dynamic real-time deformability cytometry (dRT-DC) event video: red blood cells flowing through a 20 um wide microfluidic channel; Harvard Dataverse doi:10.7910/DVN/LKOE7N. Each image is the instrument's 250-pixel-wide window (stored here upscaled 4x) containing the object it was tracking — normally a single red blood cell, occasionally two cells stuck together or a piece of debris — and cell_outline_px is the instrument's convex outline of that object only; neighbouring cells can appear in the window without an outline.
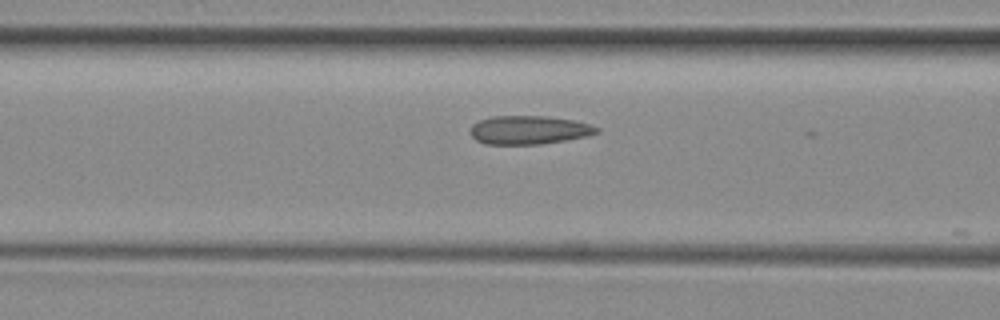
{"species": "common noctule bat (a hibernating species)", "species_latin": "Nyctalus noctula", "temperature_condition": "room temperature", "stored_images_in_passage": 8, "camera_frame_rate_fps": 3000, "um_per_image_px": 0.085, "animal": {"sex": "female", "body_mass_g": 29.2, "forearm_length_mm": 56.3}, "frame": {"image": 1, "passage_image": 7, "time_ms": 8.333, "image_size_px": [1000, 320], "cell_outline_px": [[600, 132], [588, 136], [540, 144], [484, 144], [476, 140], [472, 136], [472, 124], [480, 120], [492, 116], [548, 116], [576, 120], [600, 128]], "centroid_in_image_um": [44.99, 11.04], "position_along_channel_um": 121.6, "area_um2": 21.04}}
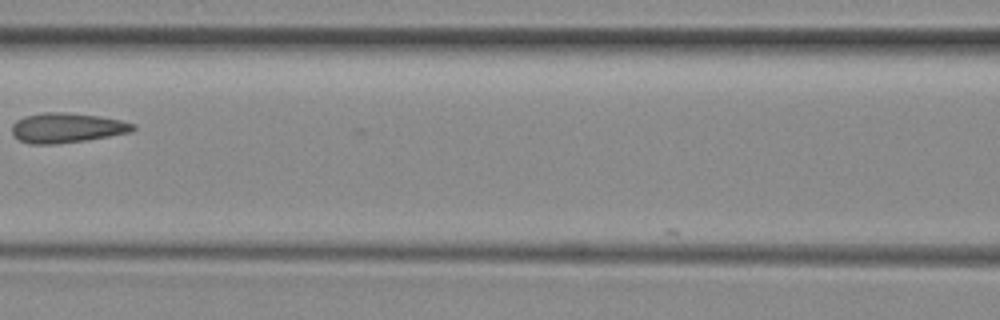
{"frame": {"image": 2, "passage_image": 8, "time_ms": 9.333, "image_size_px": [1000, 320], "cell_outline_px": [[136, 128], [132, 132], [84, 140], [56, 144], [32, 144], [20, 140], [12, 132], [12, 124], [16, 120], [24, 116], [44, 112], [64, 112], [96, 116], [120, 120], [136, 124]], "centroid_in_image_um": [5.68, 10.86], "position_along_channel_um": 160.9, "area_um2": 20.87}}